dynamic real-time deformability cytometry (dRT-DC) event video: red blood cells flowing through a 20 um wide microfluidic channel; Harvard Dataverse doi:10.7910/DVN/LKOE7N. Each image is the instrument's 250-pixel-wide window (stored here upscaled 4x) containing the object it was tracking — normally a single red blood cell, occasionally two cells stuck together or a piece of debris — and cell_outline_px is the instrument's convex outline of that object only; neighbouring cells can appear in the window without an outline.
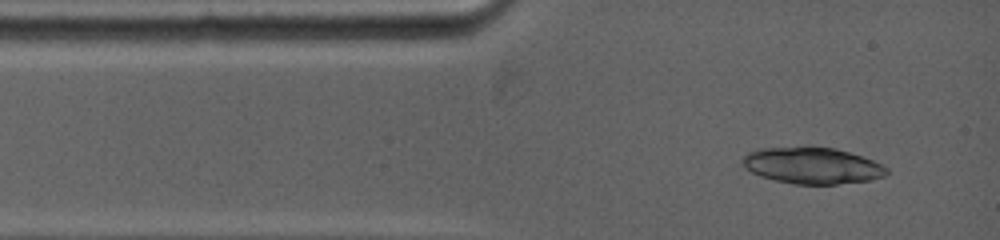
{"species": "common noctule bat (a hibernating species)", "species_latin": "Nyctalus noctula", "temperature_condition": "warm", "stored_images_in_passage": 3, "camera_frame_rate_fps": 5000, "um_per_image_px": 0.085, "animal": {"sex": "female", "body_mass_g": 19.0, "forearm_length_mm": 53.3}, "frame": {"image": 1, "passage_image": 1, "time_ms": 0.0, "image_size_px": [1000, 240], "cell_outline_px": [[888, 172], [884, 176], [868, 180], [836, 184], [796, 184], [776, 180], [760, 176], [744, 168], [740, 160], [748, 152], [764, 148], [836, 148], [872, 160], [888, 168]], "centroid_in_image_um": [69.01, 14.09], "position_along_channel_um": 16.0, "area_um2": 30.0}}